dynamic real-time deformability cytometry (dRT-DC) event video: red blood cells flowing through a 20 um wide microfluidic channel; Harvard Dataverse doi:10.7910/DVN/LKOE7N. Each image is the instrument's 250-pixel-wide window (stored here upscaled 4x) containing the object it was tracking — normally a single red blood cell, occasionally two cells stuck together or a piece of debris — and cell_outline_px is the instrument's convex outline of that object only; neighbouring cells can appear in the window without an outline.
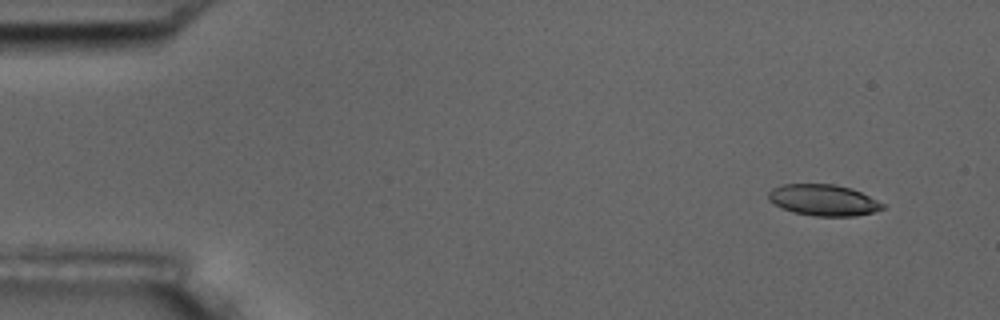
{"species": "common noctule bat (a hibernating species)", "species_latin": "Nyctalus noctula", "temperature_condition": "room temperature", "stored_images_in_passage": 6, "camera_frame_rate_fps": 3000, "um_per_image_px": 0.085, "animal": {"sex": "male", "body_mass_g": 17.5, "forearm_length_mm": 52.3}, "frame": {"image": 1, "passage_image": 1, "time_ms": 0.0, "image_size_px": [1000, 320], "cell_outline_px": [[884, 208], [872, 212], [856, 216], [816, 216], [792, 212], [780, 208], [768, 200], [768, 192], [772, 188], [784, 184], [832, 184], [852, 188], [884, 204]], "centroid_in_image_um": [69.94, 17.01], "position_along_channel_um": 15.1, "area_um2": 20.75}}
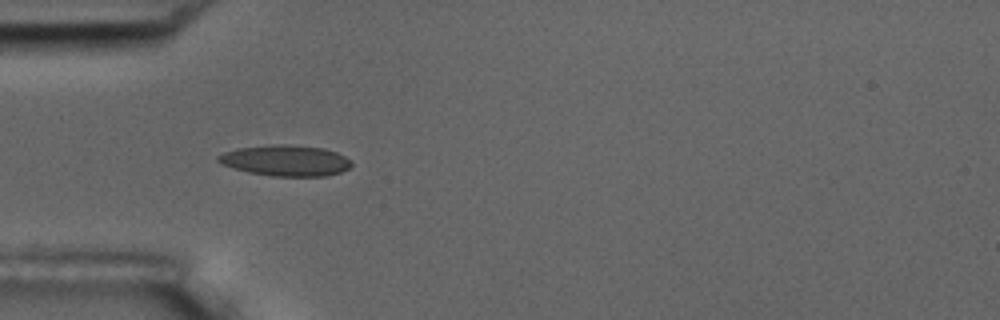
{"frame": {"image": 2, "passage_image": 4, "time_ms": 4.333, "image_size_px": [1000, 320], "cell_outline_px": [[352, 164], [348, 168], [340, 172], [328, 176], [272, 176], [248, 172], [232, 168], [220, 164], [216, 160], [216, 156], [224, 152], [240, 148], [324, 148], [336, 152], [352, 160]], "centroid_in_image_um": [24.29, 13.72], "position_along_channel_um": 60.7, "area_um2": 22.72}}